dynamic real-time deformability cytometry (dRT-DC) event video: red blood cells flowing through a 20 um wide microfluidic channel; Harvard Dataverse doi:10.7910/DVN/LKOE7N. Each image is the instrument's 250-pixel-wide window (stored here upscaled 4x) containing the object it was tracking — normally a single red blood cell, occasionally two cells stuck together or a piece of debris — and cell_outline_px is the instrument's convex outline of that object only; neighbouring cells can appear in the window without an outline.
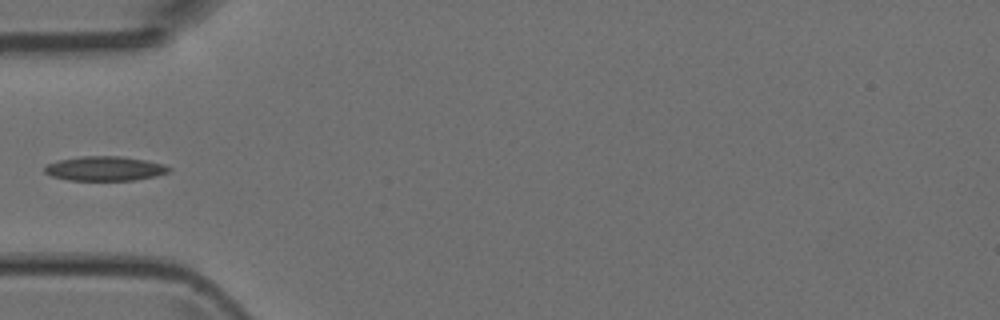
{"species": "Egyptian fruit bat (a non-hibernating species)", "species_latin": "Rousettus aegyptiacus", "temperature_condition": "room temperature", "stored_images_in_passage": 5, "camera_frame_rate_fps": 3000, "um_per_image_px": 0.085, "animal": {"sex": "female"}, "frame": {"image": 1, "passage_image": 5, "time_ms": 4.667, "image_size_px": [1000, 320], "cell_outline_px": [[172, 168], [168, 172], [156, 176], [132, 180], [68, 180], [52, 176], [44, 172], [44, 168], [48, 164], [60, 160], [80, 156], [124, 156], [164, 164]], "centroid_in_image_um": [8.92, 14.32], "position_along_channel_um": 76.1, "area_um2": 17.63}}